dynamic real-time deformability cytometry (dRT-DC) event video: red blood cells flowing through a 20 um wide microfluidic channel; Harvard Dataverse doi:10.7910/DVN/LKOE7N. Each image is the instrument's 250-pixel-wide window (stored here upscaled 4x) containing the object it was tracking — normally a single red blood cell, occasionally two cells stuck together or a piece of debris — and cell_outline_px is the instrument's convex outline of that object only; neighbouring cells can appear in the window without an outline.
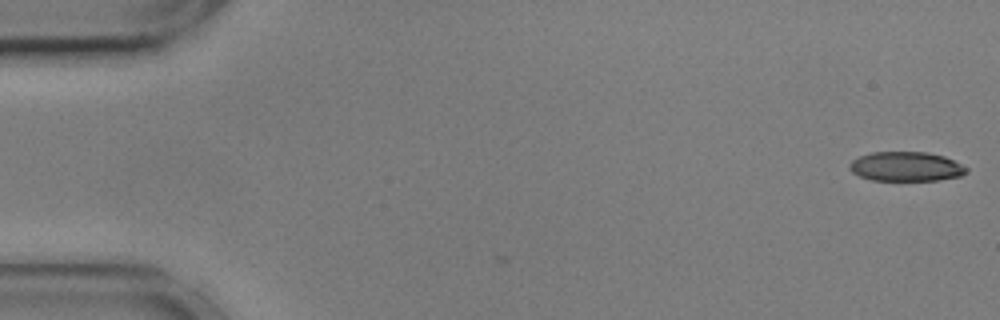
{"species": "common noctule bat (a hibernating species)", "species_latin": "Nyctalus noctula", "temperature_condition": "cold", "stored_images_in_passage": 47, "camera_frame_rate_fps": 3000, "um_per_image_px": 0.085, "animal": {"sex": "male", "body_mass_g": 17.9, "forearm_length_mm": 54.2}, "frame": {"image": 1, "passage_image": 1, "time_ms": 0.0, "image_size_px": [1000, 320], "cell_outline_px": [[968, 172], [960, 176], [936, 180], [872, 180], [860, 176], [852, 172], [848, 168], [848, 164], [852, 160], [860, 156], [872, 152], [928, 152], [944, 156], [968, 168]], "centroid_in_image_um": [76.99, 14.15], "position_along_channel_um": 8.0, "area_um2": 20.0}}
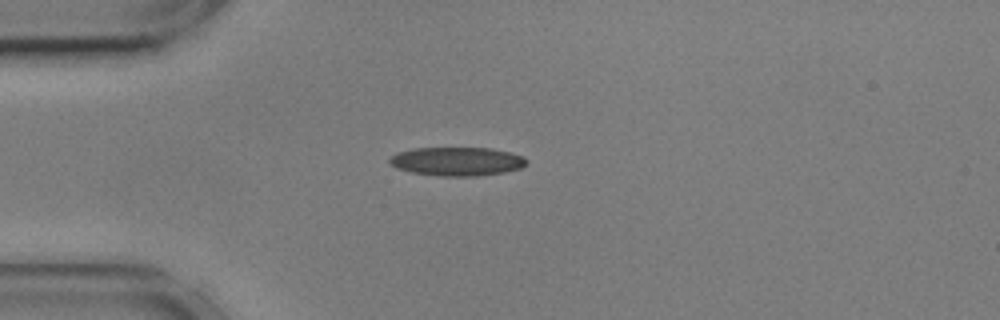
{"frame": {"image": 2, "passage_image": 14, "time_ms": 4.333, "image_size_px": [1000, 320], "cell_outline_px": [[528, 164], [520, 168], [504, 172], [476, 176], [444, 176], [412, 172], [396, 168], [388, 160], [396, 152], [412, 148], [492, 148], [524, 156], [528, 160]], "centroid_in_image_um": [38.86, 13.71], "position_along_channel_um": 46.1, "area_um2": 22.89}}
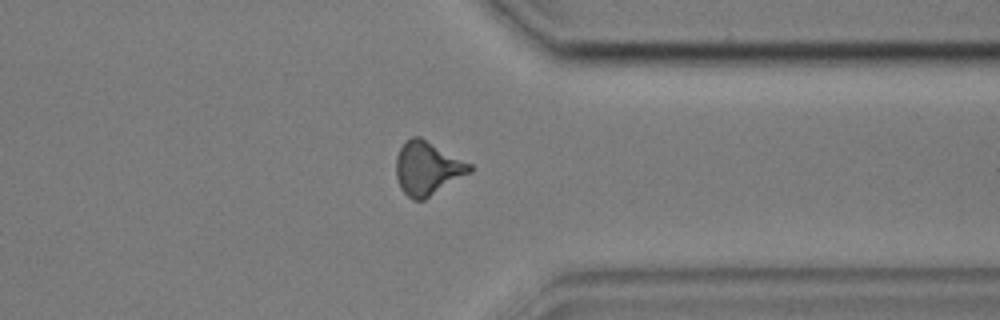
{"frame": {"image": 3, "passage_image": 43, "time_ms": 14.0, "image_size_px": [1000, 320], "cell_outline_px": [[472, 172], [424, 200], [412, 200], [400, 188], [396, 176], [396, 156], [404, 140], [412, 136], [420, 136], [472, 164]], "centroid_in_image_um": [36.33, 14.29], "position_along_channel_um": 375.1, "area_um2": 23.18}, "authors_computed_cell_mechanics": {"area_um2": 22.253, "velocity_mm_per_s": 3.5941, "shape_relaxation_time_tau1_ms": 5.2234, "shape_relaxation_time_tau2_ms": 3.3137, "deformation_change_tau1": 0.1373, "deformation_change_tau2": 0.111}}